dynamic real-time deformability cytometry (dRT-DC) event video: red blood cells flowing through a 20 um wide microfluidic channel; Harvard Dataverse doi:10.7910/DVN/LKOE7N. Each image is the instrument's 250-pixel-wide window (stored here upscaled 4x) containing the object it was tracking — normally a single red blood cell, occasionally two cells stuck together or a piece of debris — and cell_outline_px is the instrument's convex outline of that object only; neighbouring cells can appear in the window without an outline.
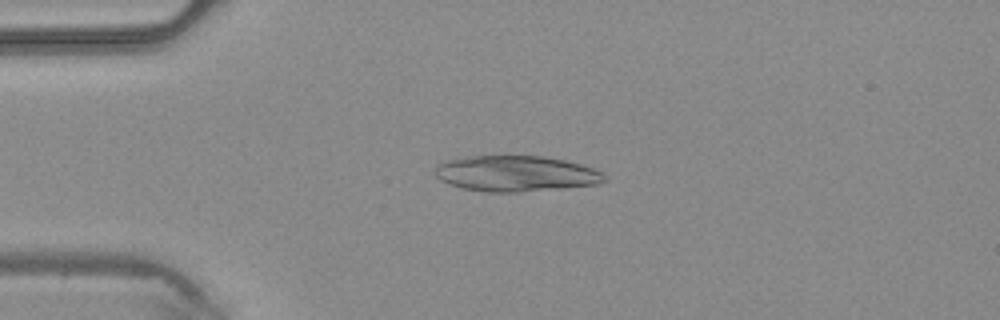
{"species": "common noctule bat (a hibernating species)", "species_latin": "Nyctalus noctula", "temperature_condition": "warm", "stored_images_in_passage": 1, "camera_frame_rate_fps": 3000, "um_per_image_px": 0.085, "animal": {"sex": "male", "body_mass_g": 20.4}, "frame": {"image": 1, "passage_image": 1, "time_ms": 0.0, "image_size_px": [1000, 320], "cell_outline_px": [[608, 180], [600, 184], [564, 188], [516, 192], [488, 192], [464, 188], [440, 180], [432, 172], [436, 164], [444, 160], [472, 156], [540, 156], [564, 160], [596, 168]], "centroid_in_image_um": [43.84, 14.75], "position_along_channel_um": 41.2, "area_um2": 35.43}}